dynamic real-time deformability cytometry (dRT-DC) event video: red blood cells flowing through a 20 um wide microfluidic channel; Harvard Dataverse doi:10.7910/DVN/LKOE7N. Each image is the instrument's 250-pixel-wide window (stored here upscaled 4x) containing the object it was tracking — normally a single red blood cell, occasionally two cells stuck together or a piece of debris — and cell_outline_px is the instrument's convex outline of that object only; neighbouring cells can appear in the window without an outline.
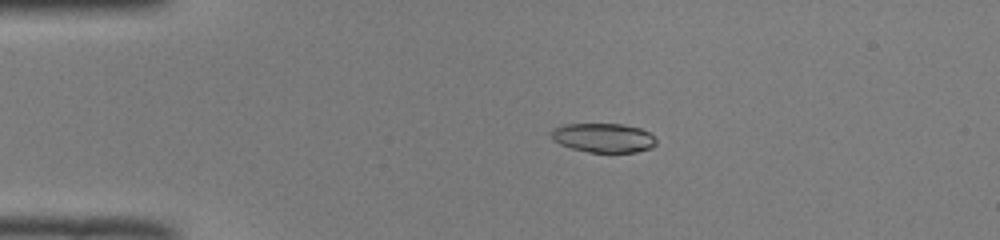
{"species": "common noctule bat (a hibernating species)", "species_latin": "Nyctalus noctula", "temperature_condition": "room temperature", "stored_images_in_passage": 52, "camera_frame_rate_fps": 3000, "um_per_image_px": 0.085, "animal": {"sex": "male", "body_mass_g": 19.0, "forearm_length_mm": 50.8}, "frame": {"image": 1, "passage_image": 12, "time_ms": 3.667, "image_size_px": [1000, 240], "cell_outline_px": [[656, 144], [652, 148], [636, 152], [588, 152], [572, 148], [560, 144], [552, 140], [552, 128], [564, 124], [620, 124], [640, 128], [656, 136]], "centroid_in_image_um": [51.31, 11.71], "position_along_channel_um": 33.7, "area_um2": 17.92}}
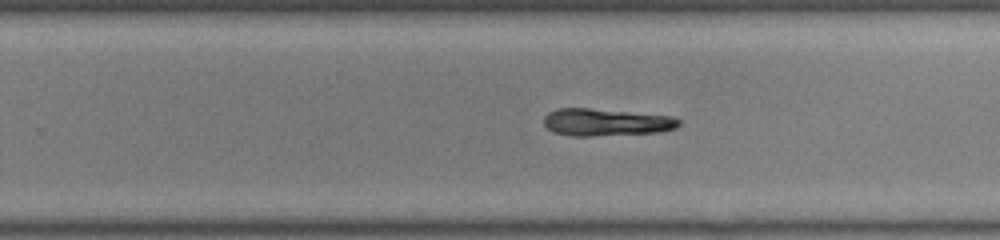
{"frame": {"image": 2, "passage_image": 34, "time_ms": 11.0, "image_size_px": [1000, 240], "cell_outline_px": [[680, 124], [676, 128], [660, 132], [592, 136], [572, 136], [552, 132], [544, 124], [544, 116], [548, 112], [556, 108], [588, 108], [676, 116], [680, 120]], "centroid_in_image_um": [51.52, 10.39], "position_along_channel_um": 278.3, "area_um2": 21.68}}
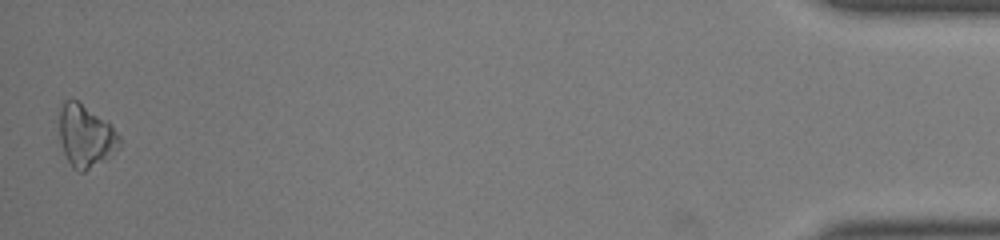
{"frame": {"image": 3, "passage_image": 52, "time_ms": 17.0, "image_size_px": [1000, 240], "cell_outline_px": [[120, 148], [104, 160], [84, 172], [80, 172], [72, 168], [64, 152], [60, 140], [60, 100], [72, 96], [108, 120], [112, 124], [120, 136]], "centroid_in_image_um": [7.29, 11.49], "position_along_channel_um": 427.9, "area_um2": 22.43}}